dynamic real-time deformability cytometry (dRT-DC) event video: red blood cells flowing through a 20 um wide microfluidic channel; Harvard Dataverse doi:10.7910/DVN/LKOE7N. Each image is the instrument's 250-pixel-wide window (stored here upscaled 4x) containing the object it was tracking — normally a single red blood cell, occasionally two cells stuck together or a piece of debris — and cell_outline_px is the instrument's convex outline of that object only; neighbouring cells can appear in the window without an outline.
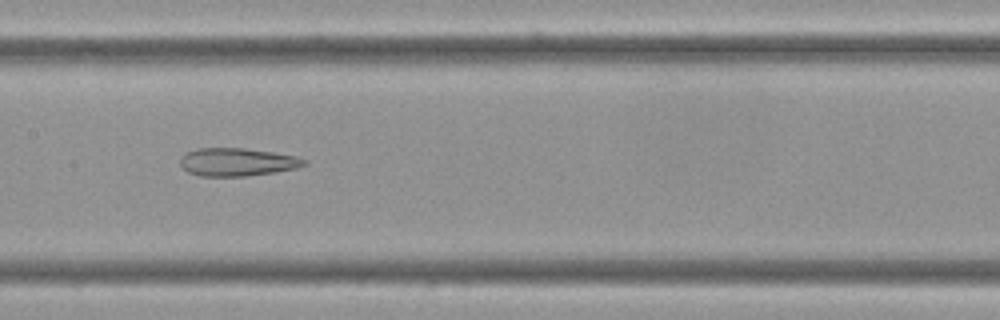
{"species": "Egyptian fruit bat (a non-hibernating species)", "species_latin": "Rousettus aegyptiacus", "temperature_condition": "cold", "stored_images_in_passage": 60, "camera_frame_rate_fps": 3000, "um_per_image_px": 0.085, "frame": {"image": 1, "passage_image": 30, "time_ms": 9.667, "image_size_px": [1000, 320], "cell_outline_px": [[308, 164], [296, 168], [276, 172], [244, 176], [200, 176], [188, 172], [180, 164], [180, 156], [184, 152], [196, 148], [244, 148], [272, 152], [296, 156], [308, 160]], "centroid_in_image_um": [20.15, 13.76], "position_along_channel_um": 187.2, "area_um2": 20.4}}
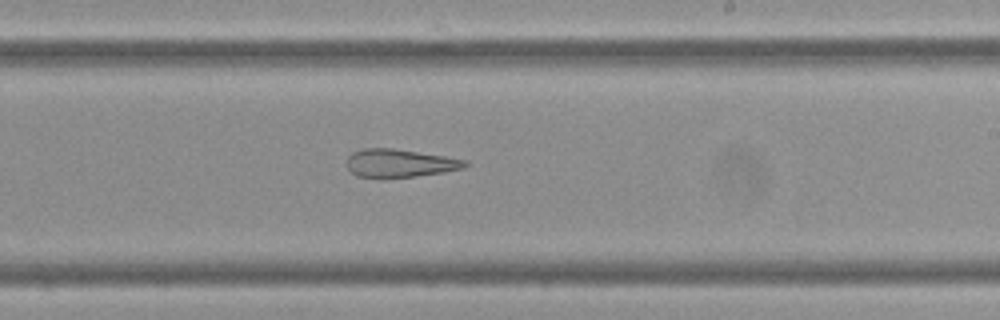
{"frame": {"image": 2, "passage_image": 36, "time_ms": 11.667, "image_size_px": [1000, 320], "cell_outline_px": [[468, 164], [464, 168], [444, 172], [416, 176], [380, 180], [356, 176], [348, 168], [348, 156], [352, 152], [364, 148], [392, 148], [444, 156], [468, 160]], "centroid_in_image_um": [33.95, 13.9], "position_along_channel_um": 255.0, "area_um2": 19.77}}
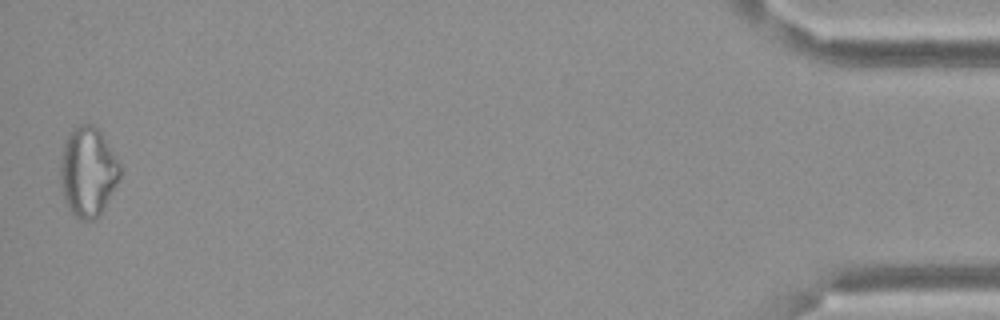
{"frame": {"image": 3, "passage_image": 59, "time_ms": 19.333, "image_size_px": [1000, 320], "cell_outline_px": [[120, 176], [116, 184], [100, 212], [92, 220], [80, 220], [68, 208], [64, 196], [60, 180], [60, 164], [64, 144], [72, 128], [80, 124], [92, 124], [100, 128], [120, 164]], "centroid_in_image_um": [7.46, 14.54], "position_along_channel_um": 427.7, "area_um2": 30.75}, "authors_computed_cell_mechanics": {"area_um2": 26.9637, "velocity_mm_per_s": 3.3993, "shape_relaxation_time_tau1_ms": null, "shape_relaxation_time_tau2_ms": 4.7533, "deformation_change_tau1": null, "deformation_change_tau2": 0.1478}}